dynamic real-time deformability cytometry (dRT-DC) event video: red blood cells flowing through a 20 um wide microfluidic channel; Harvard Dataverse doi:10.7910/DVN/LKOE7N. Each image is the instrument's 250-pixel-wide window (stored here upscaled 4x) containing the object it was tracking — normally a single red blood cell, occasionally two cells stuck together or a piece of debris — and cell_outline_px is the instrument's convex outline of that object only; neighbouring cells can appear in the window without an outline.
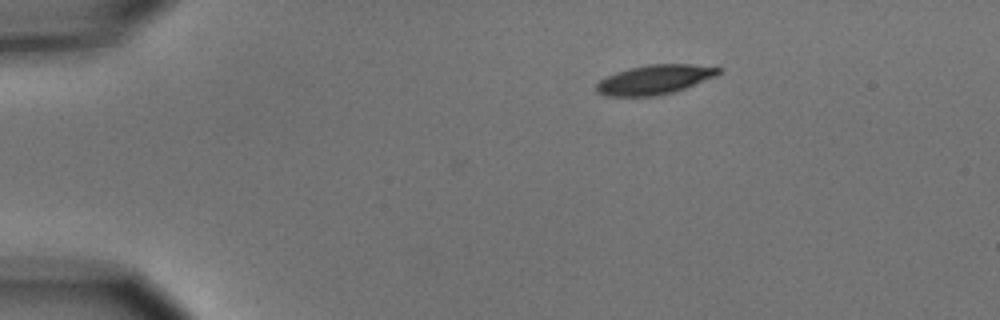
{"species": "common noctule bat (a hibernating species)", "species_latin": "Nyctalus noctula", "temperature_condition": "cold", "stored_images_in_passage": 3, "camera_frame_rate_fps": 3000, "um_per_image_px": 0.085, "animal": {"sex": "male", "body_mass_g": 15.6}, "frame": {"image": 1, "passage_image": 3, "time_ms": 2.333, "image_size_px": [1000, 320], "cell_outline_px": [[724, 72], [716, 76], [676, 92], [660, 96], [604, 96], [596, 92], [596, 84], [600, 80], [616, 72], [628, 68], [648, 64], [688, 64], [724, 68]], "centroid_in_image_um": [55.68, 6.77], "position_along_channel_um": 29.3, "area_um2": 21.27}}